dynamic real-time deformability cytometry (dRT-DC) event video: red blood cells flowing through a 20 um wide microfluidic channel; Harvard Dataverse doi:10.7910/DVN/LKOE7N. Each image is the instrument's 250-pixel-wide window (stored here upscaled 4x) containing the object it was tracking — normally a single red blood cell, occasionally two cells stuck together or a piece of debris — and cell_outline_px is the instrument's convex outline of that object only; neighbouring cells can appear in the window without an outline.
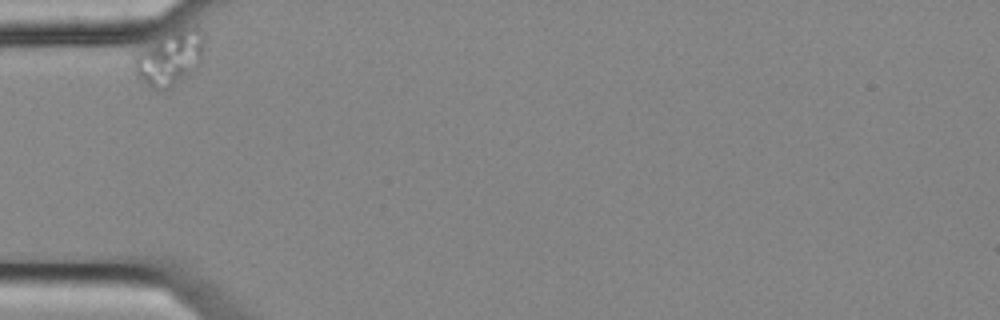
{"species": "common noctule bat (a hibernating species)", "species_latin": "Nyctalus noctula", "temperature_condition": "cold", "stored_images_in_passage": 4, "camera_frame_rate_fps": 3000, "um_per_image_px": 0.085, "animal": {"sex": "female", "body_mass_g": 25.1}, "frame": {"image": 1, "passage_image": 1, "time_ms": 0.0, "image_size_px": [1000, 320], "cell_outline_px": [[204, 48], [200, 64], [192, 72], [172, 88], [152, 88], [136, 72], [132, 64], [136, 56], [176, 28], [200, 28]], "centroid_in_image_um": [14.51, 4.95], "position_along_channel_um": 70.5, "area_um2": 21.21}}
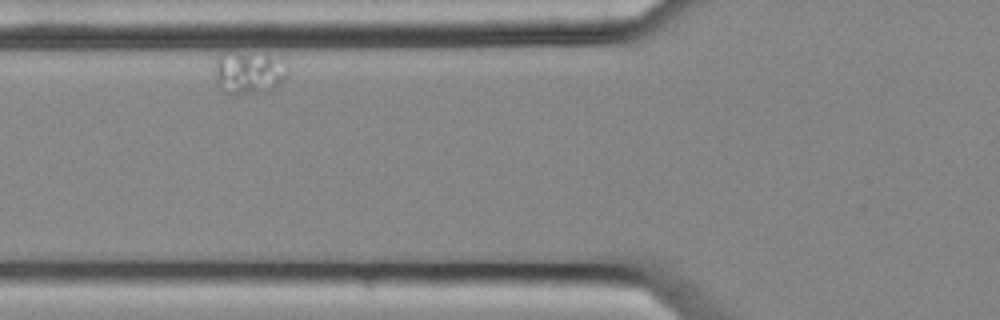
{"frame": {"image": 2, "passage_image": 2, "time_ms": 0.333, "image_size_px": [1000, 320], "cell_outline_px": [[288, 68], [284, 80], [276, 88], [268, 92], [236, 96], [232, 96], [224, 92], [216, 80], [216, 56], [236, 52], [268, 56], [284, 60], [288, 64]], "centroid_in_image_um": [21.19, 6.23], "position_along_channel_um": 104.6, "area_um2": 18.32}}